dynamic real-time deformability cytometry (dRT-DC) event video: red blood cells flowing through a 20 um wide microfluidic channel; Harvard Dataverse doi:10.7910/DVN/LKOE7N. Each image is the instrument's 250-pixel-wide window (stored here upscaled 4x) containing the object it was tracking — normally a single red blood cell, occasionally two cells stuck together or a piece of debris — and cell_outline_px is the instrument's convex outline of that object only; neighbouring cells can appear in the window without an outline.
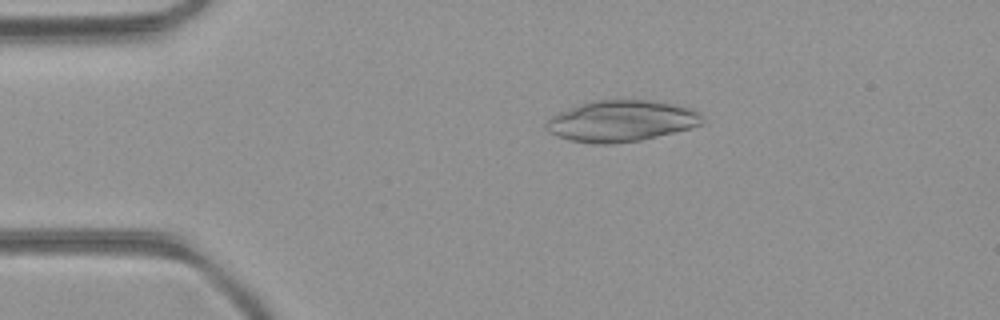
{"species": "common noctule bat (a hibernating species)", "species_latin": "Nyctalus noctula", "temperature_condition": "room temperature", "stored_images_in_passage": 43, "camera_frame_rate_fps": 3000, "um_per_image_px": 0.085, "animal": {"sex": "female", "body_mass_g": 21.9}, "frame": {"image": 1, "passage_image": 5, "time_ms": 1.333, "image_size_px": [1000, 320], "cell_outline_px": [[704, 124], [640, 140], [612, 144], [596, 144], [572, 140], [548, 132], [544, 124], [552, 116], [560, 112], [596, 100], [648, 100], [676, 104], [692, 108], [704, 120]], "centroid_in_image_um": [52.83, 10.28], "position_along_channel_um": 32.2, "area_um2": 36.88}}
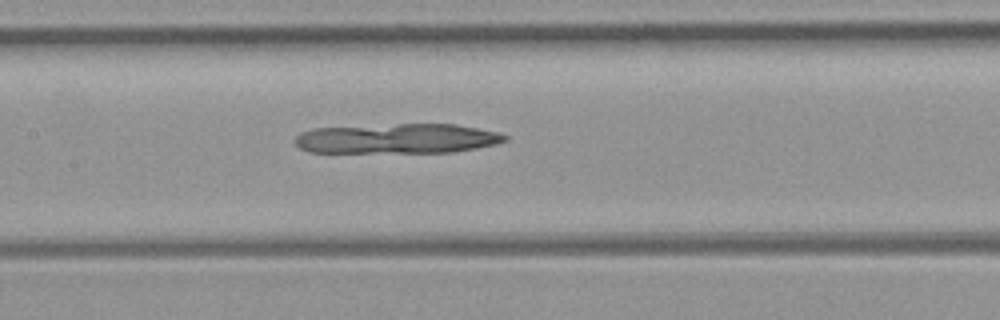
{"frame": {"image": 2, "passage_image": 18, "time_ms": 5.667, "image_size_px": [1000, 320], "cell_outline_px": [[508, 140], [496, 144], [476, 148], [452, 152], [308, 152], [300, 148], [292, 140], [300, 132], [312, 128], [400, 124], [456, 124], [500, 132], [508, 136]], "centroid_in_image_um": [33.77, 11.77], "position_along_channel_um": 173.6, "area_um2": 36.7}}
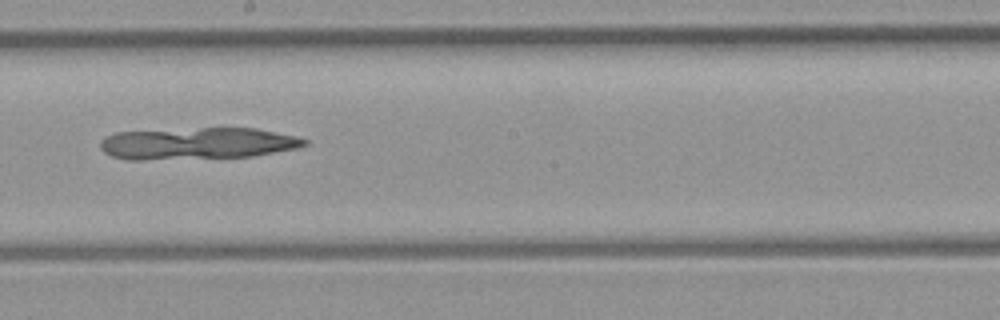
{"frame": {"image": 3, "passage_image": 22, "time_ms": 7.0, "image_size_px": [1000, 320], "cell_outline_px": [[308, 144], [296, 148], [252, 156], [144, 160], [128, 160], [112, 156], [104, 152], [100, 148], [100, 140], [104, 136], [116, 132], [200, 128], [256, 128], [296, 136], [308, 140]], "centroid_in_image_um": [16.74, 12.19], "position_along_channel_um": 231.5, "area_um2": 37.86}}